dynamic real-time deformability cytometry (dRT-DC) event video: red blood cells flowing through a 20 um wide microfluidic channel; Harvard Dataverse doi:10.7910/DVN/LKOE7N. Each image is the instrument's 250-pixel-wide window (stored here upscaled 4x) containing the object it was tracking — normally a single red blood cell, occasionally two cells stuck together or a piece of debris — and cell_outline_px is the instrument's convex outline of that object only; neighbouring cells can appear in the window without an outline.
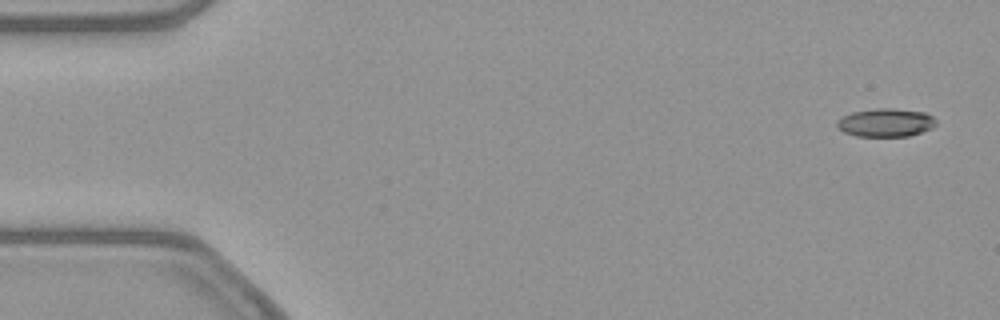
{"species": "common noctule bat (a hibernating species)", "species_latin": "Nyctalus noctula", "temperature_condition": "warm", "stored_images_in_passage": 52, "camera_frame_rate_fps": 3000, "um_per_image_px": 0.085, "animal": {"sex": "female", "body_mass_g": 21.9}, "frame": {"image": 1, "passage_image": 1, "time_ms": 0.0, "image_size_px": [1000, 320], "cell_outline_px": [[936, 124], [932, 128], [908, 136], [856, 136], [844, 132], [836, 128], [836, 120], [852, 112], [876, 108], [892, 108], [924, 112], [932, 116], [936, 120]], "centroid_in_image_um": [75.26, 10.42], "position_along_channel_um": 9.7, "area_um2": 16.36}}
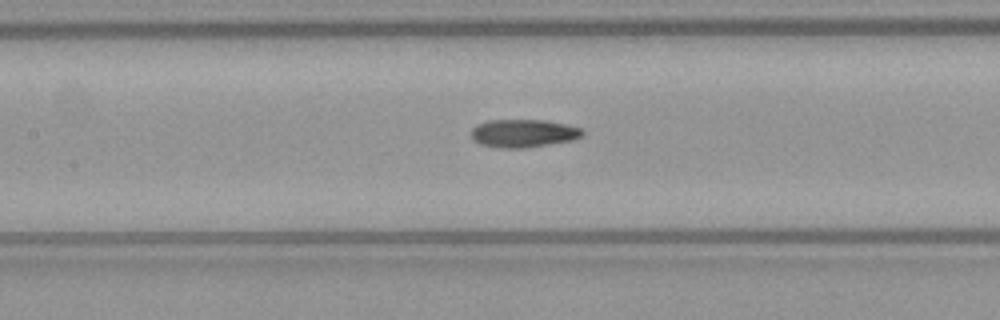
{"frame": {"image": 2, "passage_image": 23, "time_ms": 7.333, "image_size_px": [1000, 320], "cell_outline_px": [[584, 136], [572, 140], [528, 148], [500, 148], [480, 144], [472, 140], [472, 128], [476, 124], [488, 120], [544, 120], [564, 124], [580, 128], [584, 132]], "centroid_in_image_um": [44.47, 11.34], "position_along_channel_um": 162.9, "area_um2": 18.26}}
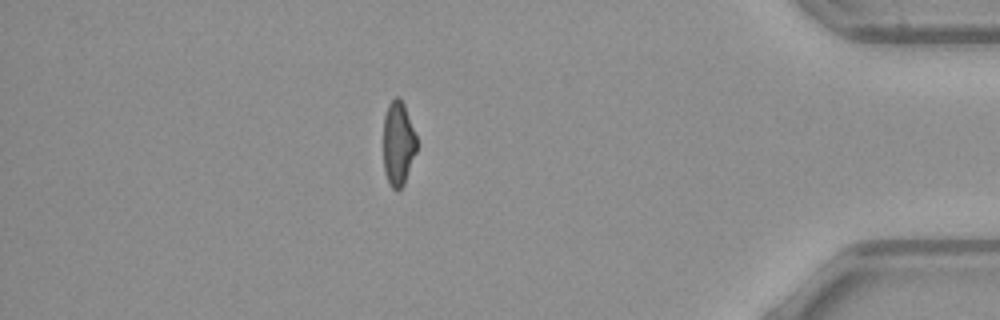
{"frame": {"image": 3, "passage_image": 45, "time_ms": 14.667, "image_size_px": [1000, 320], "cell_outline_px": [[416, 152], [404, 184], [396, 192], [388, 184], [384, 172], [384, 116], [388, 104], [396, 96], [400, 96], [404, 104], [416, 136]], "centroid_in_image_um": [33.83, 12.21], "position_along_channel_um": 401.4, "area_um2": 16.42}, "authors_computed_cell_mechanics": {"area_um2": 17.3689, "velocity_mm_per_s": 3.8729, "shape_relaxation_time_tau1_ms": null, "shape_relaxation_time_tau2_ms": 5.7155, "deformation_change_tau1": null, "deformation_change_tau2": 0.1267}}